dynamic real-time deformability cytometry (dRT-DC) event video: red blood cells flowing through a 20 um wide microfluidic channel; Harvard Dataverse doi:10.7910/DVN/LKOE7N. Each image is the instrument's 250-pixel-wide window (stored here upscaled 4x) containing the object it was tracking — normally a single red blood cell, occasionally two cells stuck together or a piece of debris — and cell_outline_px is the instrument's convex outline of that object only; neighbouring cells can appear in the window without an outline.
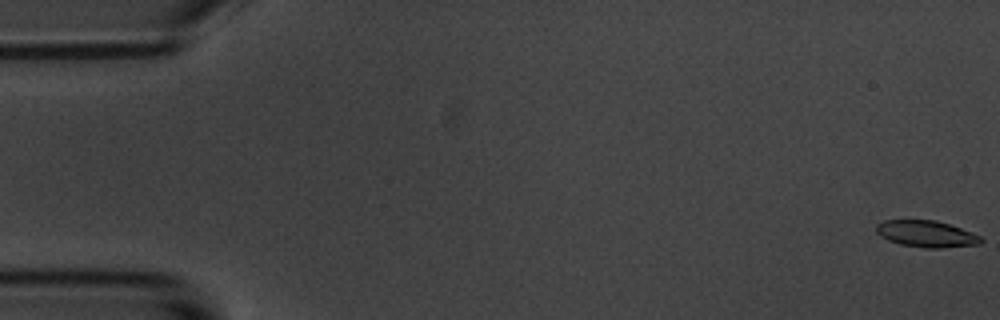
{"species": "common noctule bat (a hibernating species)", "species_latin": "Nyctalus noctula", "temperature_condition": "room temperature", "stored_images_in_passage": 58, "camera_frame_rate_fps": 3000, "um_per_image_px": 0.085, "animal": {"sex": "male", "body_mass_g": 20.1, "forearm_length_mm": 53.5}, "frame": {"image": 1, "passage_image": 1, "time_ms": 0.0, "image_size_px": [1000, 320], "cell_outline_px": [[984, 240], [980, 244], [940, 248], [924, 248], [900, 244], [888, 240], [880, 236], [876, 232], [876, 224], [884, 220], [936, 220], [960, 228], [980, 236]], "centroid_in_image_um": [78.72, 19.88], "position_along_channel_um": 6.3, "area_um2": 16.18}}
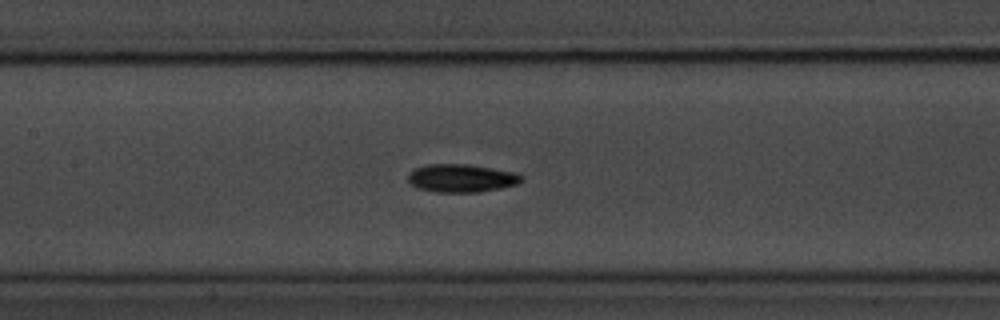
{"frame": {"image": 2, "passage_image": 27, "time_ms": 8.667, "image_size_px": [1000, 320], "cell_outline_px": [[524, 180], [516, 184], [500, 188], [480, 192], [436, 192], [416, 188], [408, 180], [408, 172], [412, 168], [428, 164], [468, 164], [516, 172], [524, 176]], "centroid_in_image_um": [39.21, 15.14], "position_along_channel_um": 168.2, "area_um2": 18.79}}
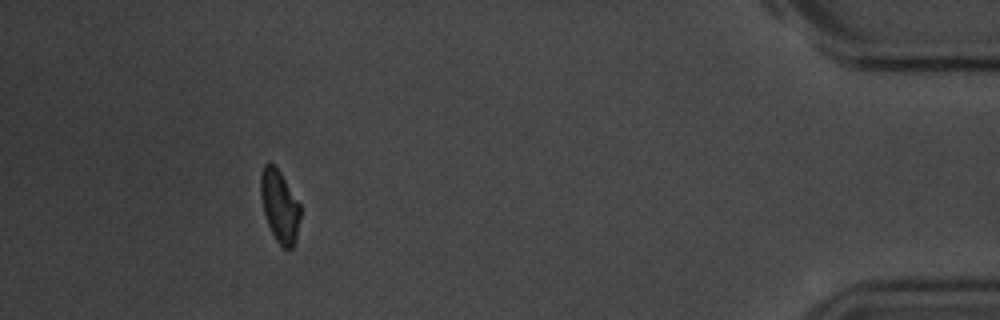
{"frame": {"image": 3, "passage_image": 53, "time_ms": 17.333, "image_size_px": [1000, 320], "cell_outline_px": [[300, 216], [296, 236], [292, 248], [284, 248], [276, 240], [268, 224], [264, 212], [260, 196], [260, 176], [264, 164], [272, 164], [280, 172], [300, 204]], "centroid_in_image_um": [23.75, 17.51], "position_along_channel_um": 411.4, "area_um2": 16.3}, "authors_computed_cell_mechanics": {"area_um2": 17.2244, "velocity_mm_per_s": 3.512, "shape_relaxation_time_tau1_ms": 3.0755, "shape_relaxation_time_tau2_ms": 5.7779, "deformation_change_tau1": 0.1063, "deformation_change_tau2": 0.1091}}